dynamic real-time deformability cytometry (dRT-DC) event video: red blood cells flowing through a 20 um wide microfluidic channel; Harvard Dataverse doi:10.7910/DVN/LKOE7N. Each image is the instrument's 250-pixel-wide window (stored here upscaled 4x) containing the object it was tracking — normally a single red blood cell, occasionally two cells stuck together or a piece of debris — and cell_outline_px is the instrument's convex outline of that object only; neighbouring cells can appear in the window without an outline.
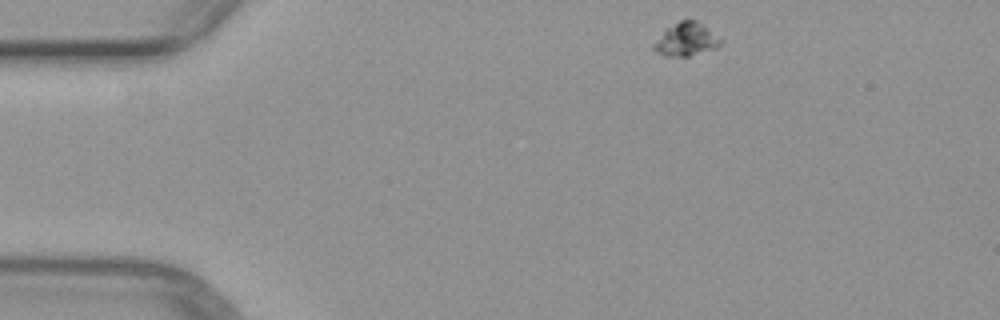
{"species": "common noctule bat (a hibernating species)", "species_latin": "Nyctalus noctula", "temperature_condition": "warm", "stored_images_in_passage": 5, "camera_frame_rate_fps": 3000, "um_per_image_px": 0.085, "animal": {"sex": "female", "body_mass_g": 29.2, "forearm_length_mm": 56.3}, "frame": {"image": 1, "passage_image": 1, "time_ms": 0.0, "image_size_px": [1000, 320], "cell_outline_px": [[724, 40], [716, 48], [688, 56], [664, 56], [656, 52], [652, 48], [652, 44], [668, 28], [680, 20], [696, 20]], "centroid_in_image_um": [58.33, 3.37], "position_along_channel_um": 26.7, "area_um2": 12.72}}
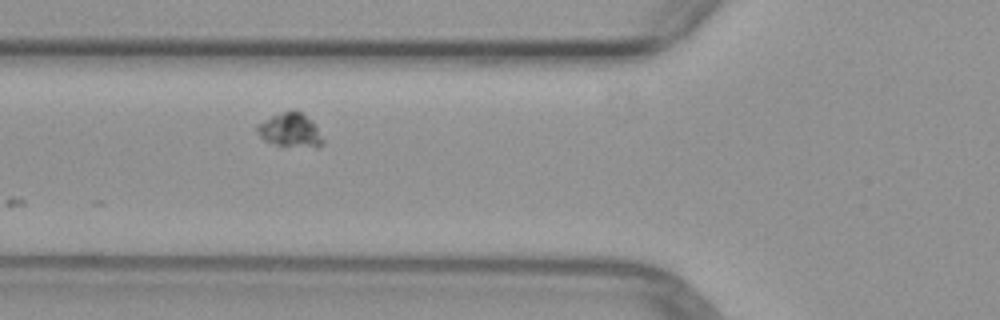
{"frame": {"image": 2, "passage_image": 4, "time_ms": 3.667, "image_size_px": [1000, 320], "cell_outline_px": [[324, 144], [316, 148], [276, 144], [264, 140], [256, 132], [256, 124], [272, 116], [292, 108], [296, 108], [312, 120], [324, 140]], "centroid_in_image_um": [24.69, 11.04], "position_along_channel_um": 101.1, "area_um2": 13.18}}
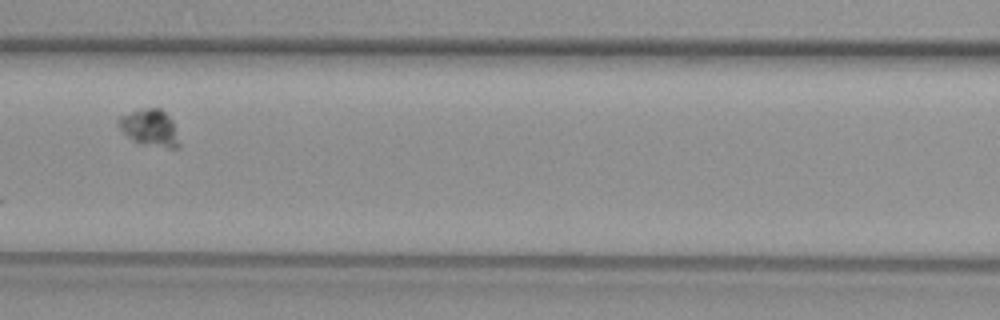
{"frame": {"image": 3, "passage_image": 5, "time_ms": 5.0, "image_size_px": [1000, 320], "cell_outline_px": [[180, 148], [168, 148], [140, 144], [132, 140], [120, 128], [116, 120], [120, 116], [140, 108], [160, 108], [172, 120], [180, 144]], "centroid_in_image_um": [12.73, 10.87], "position_along_channel_um": 153.9, "area_um2": 13.06}}